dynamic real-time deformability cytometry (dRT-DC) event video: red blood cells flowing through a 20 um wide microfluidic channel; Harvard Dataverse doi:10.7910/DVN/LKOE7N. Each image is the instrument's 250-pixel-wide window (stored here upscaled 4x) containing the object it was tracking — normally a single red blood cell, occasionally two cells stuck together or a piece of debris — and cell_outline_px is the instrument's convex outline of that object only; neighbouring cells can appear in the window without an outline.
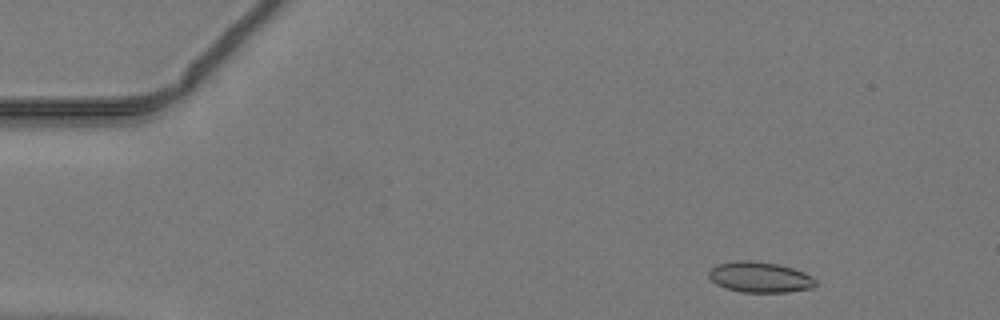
{"species": "common noctule bat (a hibernating species)", "species_latin": "Nyctalus noctula", "temperature_condition": "warm", "stored_images_in_passage": 14, "camera_frame_rate_fps": 3000, "um_per_image_px": 0.085, "animal": {"sex": "male", "body_mass_g": 19.2, "forearm_length_mm": 51.8}, "frame": {"image": 1, "passage_image": 5, "time_ms": 1.333, "image_size_px": [1000, 320], "cell_outline_px": [[816, 284], [812, 288], [788, 292], [740, 292], [716, 284], [708, 276], [708, 272], [716, 264], [736, 260], [752, 260], [776, 264], [792, 268], [804, 272], [812, 276], [816, 280]], "centroid_in_image_um": [64.59, 23.55], "position_along_channel_um": 20.4, "area_um2": 19.07}}